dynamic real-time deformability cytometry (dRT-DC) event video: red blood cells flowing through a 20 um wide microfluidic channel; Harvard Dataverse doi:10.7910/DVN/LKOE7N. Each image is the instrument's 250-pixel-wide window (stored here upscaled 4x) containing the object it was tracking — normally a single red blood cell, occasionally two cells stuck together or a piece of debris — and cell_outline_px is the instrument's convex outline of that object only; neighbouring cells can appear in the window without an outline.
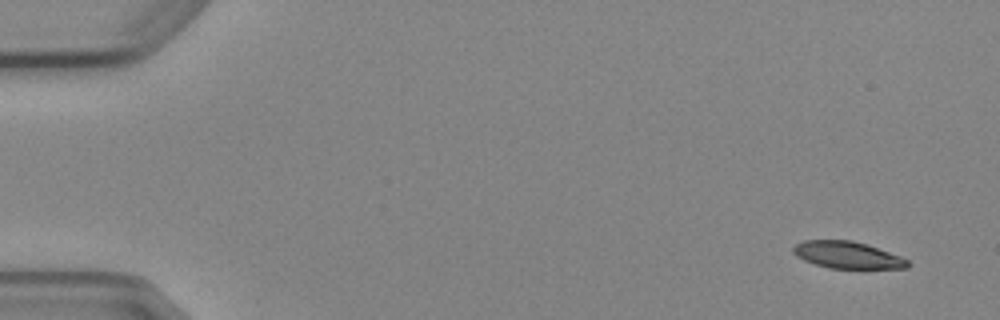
{"species": "Egyptian fruit bat (a non-hibernating species)", "species_latin": "Rousettus aegyptiacus", "temperature_condition": "cold", "stored_images_in_passage": 4, "camera_frame_rate_fps": 3000, "um_per_image_px": 0.085, "animal": {"sex": "female"}, "frame": {"image": 1, "passage_image": 1, "time_ms": 0.0, "image_size_px": [1000, 320], "cell_outline_px": [[912, 264], [908, 268], [828, 268], [804, 260], [796, 256], [792, 252], [792, 248], [796, 244], [804, 240], [852, 240], [868, 244], [900, 256], [908, 260]], "centroid_in_image_um": [72.04, 21.67], "position_along_channel_um": 13.0, "area_um2": 18.03}}